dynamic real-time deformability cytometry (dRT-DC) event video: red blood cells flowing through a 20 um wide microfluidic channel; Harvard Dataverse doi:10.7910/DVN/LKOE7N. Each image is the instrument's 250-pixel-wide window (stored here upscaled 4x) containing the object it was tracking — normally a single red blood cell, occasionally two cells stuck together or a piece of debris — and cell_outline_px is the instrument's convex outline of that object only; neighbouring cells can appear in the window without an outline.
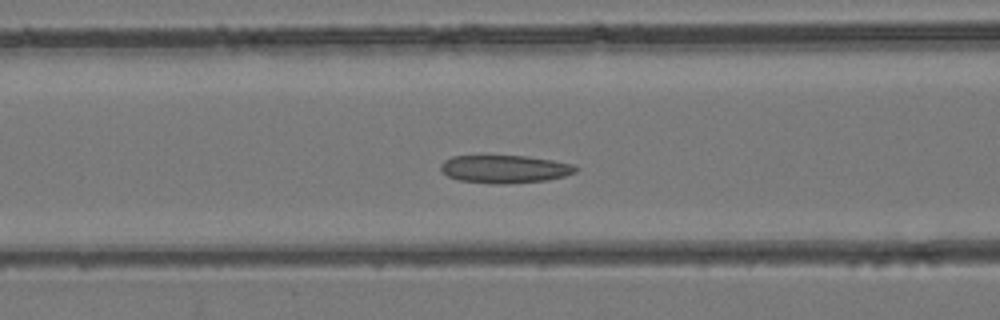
{"species": "common noctule bat (a hibernating species)", "species_latin": "Nyctalus noctula", "temperature_condition": "room temperature", "stored_images_in_passage": 46, "camera_frame_rate_fps": 3000, "um_per_image_px": 0.085, "animal": {"sex": "female", "body_mass_g": 24.6, "forearm_length_mm": 56.2}, "frame": {"image": 1, "passage_image": 19, "time_ms": 6.0, "image_size_px": [1000, 320], "cell_outline_px": [[580, 168], [576, 172], [564, 176], [548, 180], [504, 184], [500, 184], [456, 180], [448, 176], [440, 168], [440, 164], [444, 160], [452, 156], [528, 156], [552, 160], [572, 164]], "centroid_in_image_um": [42.91, 14.37], "position_along_channel_um": 123.7, "area_um2": 21.96}}
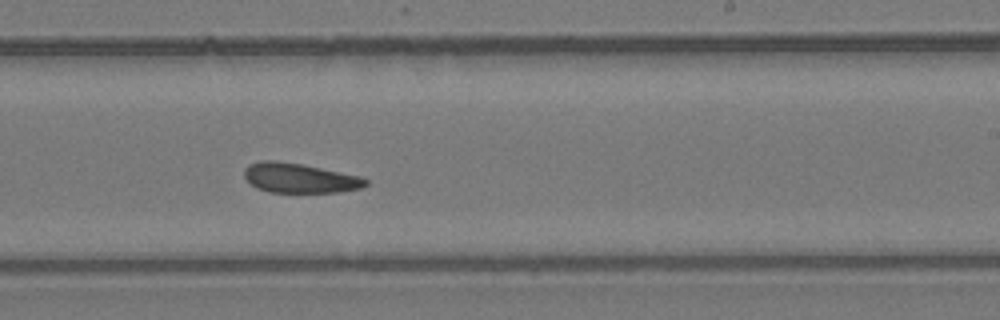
{"frame": {"image": 2, "passage_image": 28, "time_ms": 9.0, "image_size_px": [1000, 320], "cell_outline_px": [[368, 184], [360, 188], [340, 192], [268, 192], [256, 188], [244, 176], [244, 168], [248, 164], [264, 160], [276, 160], [300, 164], [360, 176], [368, 180]], "centroid_in_image_um": [25.44, 15.13], "position_along_channel_um": 263.6, "area_um2": 20.87}}
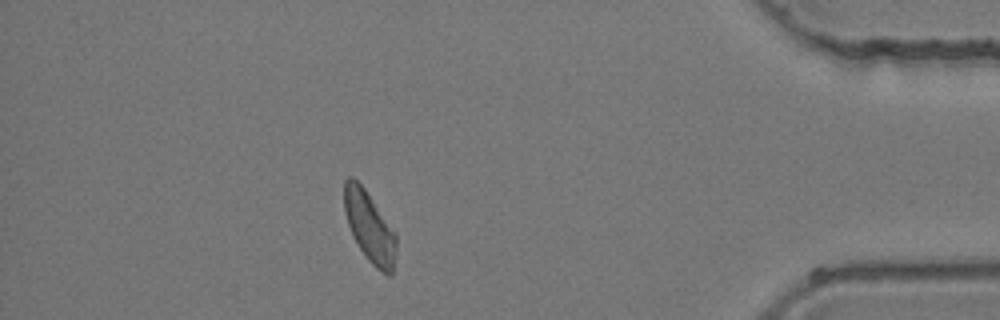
{"frame": {"image": 3, "passage_image": 40, "time_ms": 13.0, "image_size_px": [1000, 320], "cell_outline_px": [[396, 252], [392, 272], [388, 276], [376, 268], [368, 260], [352, 236], [344, 212], [344, 180], [348, 176], [352, 176], [364, 188], [396, 232]], "centroid_in_image_um": [31.4, 19.28], "position_along_channel_um": 403.8, "area_um2": 21.39}}